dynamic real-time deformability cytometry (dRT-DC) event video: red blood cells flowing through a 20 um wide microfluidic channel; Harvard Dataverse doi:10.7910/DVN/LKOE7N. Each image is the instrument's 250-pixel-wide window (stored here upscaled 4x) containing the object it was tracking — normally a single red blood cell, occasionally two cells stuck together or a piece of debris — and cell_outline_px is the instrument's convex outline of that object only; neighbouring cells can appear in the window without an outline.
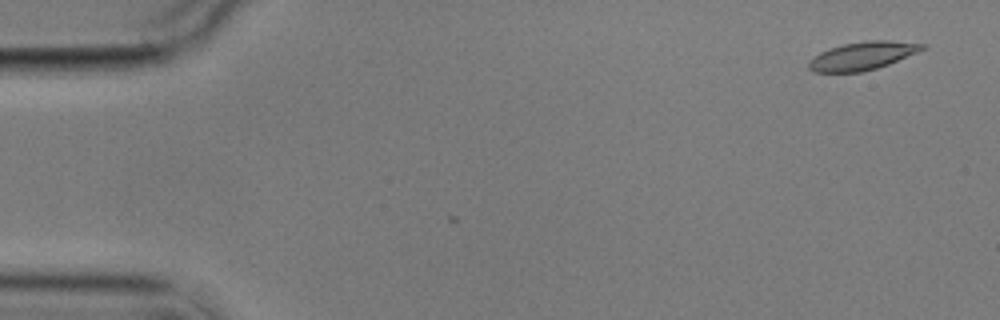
{"species": "common noctule bat (a hibernating species)", "species_latin": "Nyctalus noctula", "temperature_condition": "cold", "stored_images_in_passage": 4, "camera_frame_rate_fps": 3000, "um_per_image_px": 0.085, "animal": {"sex": "male", "body_mass_g": 17.9}, "frame": {"image": 1, "passage_image": 1, "time_ms": 0.0, "image_size_px": [1000, 320], "cell_outline_px": [[928, 48], [888, 64], [876, 68], [860, 72], [812, 72], [808, 68], [808, 60], [820, 52], [844, 44], [868, 40], [888, 40], [928, 44]], "centroid_in_image_um": [73.33, 4.74], "position_along_channel_um": 11.7, "area_um2": 18.61}}